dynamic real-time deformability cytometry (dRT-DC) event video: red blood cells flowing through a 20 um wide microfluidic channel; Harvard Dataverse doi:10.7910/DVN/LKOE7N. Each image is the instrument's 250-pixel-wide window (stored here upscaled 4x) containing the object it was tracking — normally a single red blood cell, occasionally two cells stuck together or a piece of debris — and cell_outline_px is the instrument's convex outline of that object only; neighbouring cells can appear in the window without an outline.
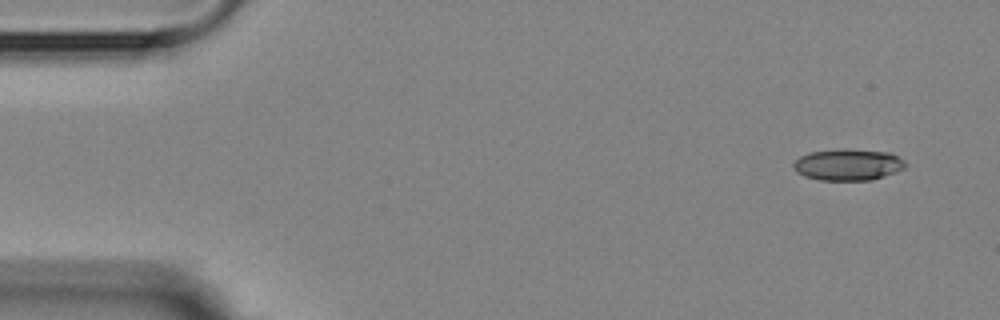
{"species": "Egyptian fruit bat (a non-hibernating species)", "species_latin": "Rousettus aegyptiacus", "temperature_condition": "room temperature", "stored_images_in_passage": 4, "camera_frame_rate_fps": 3000, "um_per_image_px": 0.085, "animal": {"sex": "female"}, "frame": {"image": 1, "passage_image": 1, "time_ms": 0.0, "image_size_px": [1000, 320], "cell_outline_px": [[908, 164], [904, 168], [896, 172], [872, 180], [820, 180], [804, 176], [796, 172], [792, 168], [792, 164], [800, 156], [808, 152], [844, 148], [888, 152], [904, 160]], "centroid_in_image_um": [72.06, 13.99], "position_along_channel_um": 12.9, "area_um2": 20.75}}
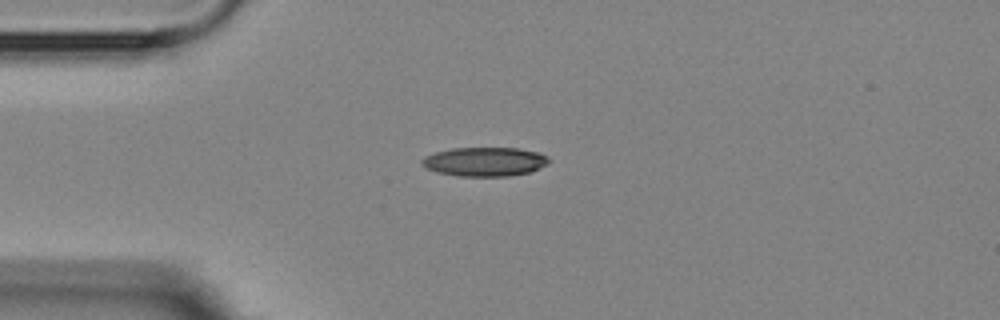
{"frame": {"image": 2, "passage_image": 4, "time_ms": 3.333, "image_size_px": [1000, 320], "cell_outline_px": [[552, 160], [548, 164], [528, 172], [508, 176], [456, 176], [436, 172], [420, 164], [420, 160], [424, 156], [436, 152], [452, 148], [516, 148], [540, 152]], "centroid_in_image_um": [41.19, 13.74], "position_along_channel_um": 43.8, "area_um2": 21.56}}